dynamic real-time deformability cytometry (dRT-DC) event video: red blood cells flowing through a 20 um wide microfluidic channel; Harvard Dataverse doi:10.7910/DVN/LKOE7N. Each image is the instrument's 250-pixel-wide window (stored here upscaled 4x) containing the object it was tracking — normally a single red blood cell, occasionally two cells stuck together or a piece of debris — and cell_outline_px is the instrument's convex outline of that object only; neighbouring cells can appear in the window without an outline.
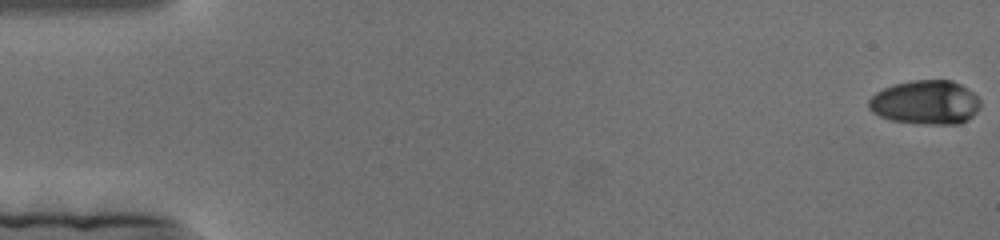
{"species": "human", "species_latin": "Homo sapiens", "temperature_condition": "cold", "stored_images_in_passage": 175, "camera_frame_rate_fps": 3000, "um_per_image_px": 0.085, "donor": {"sex": "female"}, "frame": {"image": 1, "passage_image": 1, "time_ms": 0.0, "image_size_px": [1000, 240], "cell_outline_px": [[980, 108], [968, 120], [960, 124], [920, 124], [892, 120], [880, 116], [872, 112], [868, 108], [868, 100], [876, 92], [892, 84], [912, 80], [952, 80], [968, 88], [980, 100]], "centroid_in_image_um": [78.67, 8.7], "position_along_channel_um": 6.3, "area_um2": 28.9}}
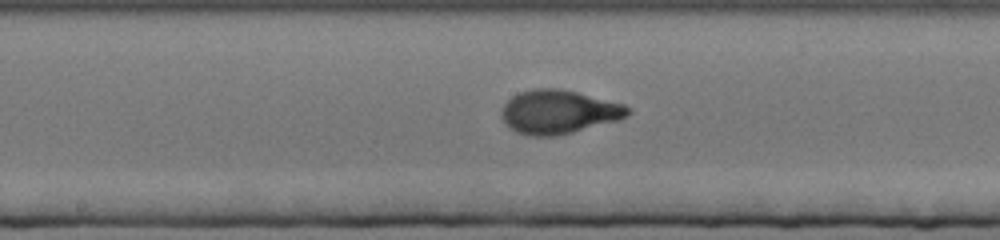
{"frame": {"image": 2, "passage_image": 92, "time_ms": 30.333, "image_size_px": [1000, 240], "cell_outline_px": [[632, 112], [628, 116], [620, 120], [556, 136], [528, 136], [516, 132], [504, 124], [500, 116], [500, 112], [504, 104], [512, 96], [520, 92], [532, 88], [556, 88], [576, 92], [624, 104], [632, 108]], "centroid_in_image_um": [47.47, 9.52], "position_along_channel_um": 200.7, "area_um2": 32.48}}
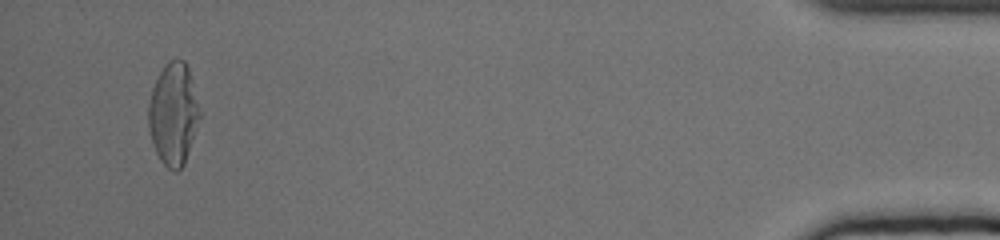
{"frame": {"image": 3, "passage_image": 167, "time_ms": 55.333, "image_size_px": [1000, 240], "cell_outline_px": [[204, 112], [184, 164], [176, 172], [172, 172], [160, 160], [156, 152], [148, 128], [148, 104], [152, 88], [160, 72], [168, 60], [176, 56], [184, 60], [188, 68]], "centroid_in_image_um": [14.79, 9.66], "position_along_channel_um": 420.4, "area_um2": 31.44}}